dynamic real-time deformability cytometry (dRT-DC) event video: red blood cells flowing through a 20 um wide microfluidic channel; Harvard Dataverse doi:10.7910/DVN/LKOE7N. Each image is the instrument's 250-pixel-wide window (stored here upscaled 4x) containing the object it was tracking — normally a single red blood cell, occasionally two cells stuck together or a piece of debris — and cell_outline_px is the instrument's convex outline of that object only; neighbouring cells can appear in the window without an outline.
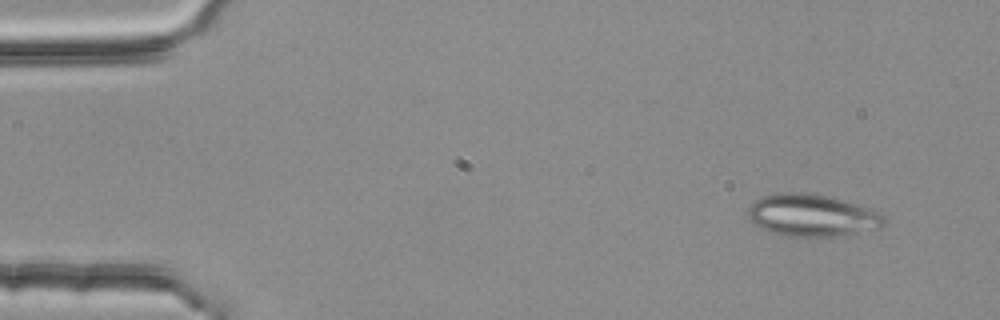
{"species": "common noctule bat (a hibernating species)", "species_latin": "Nyctalus noctula", "temperature_condition": "room temperature", "stored_images_in_passage": 4, "camera_frame_rate_fps": 3000, "um_per_image_px": 0.085, "animal": {"sex": "female", "body_mass_g": 25.1}, "frame": {"image": 1, "passage_image": 1, "time_ms": 0.0, "image_size_px": [1000, 320], "cell_outline_px": [[888, 220], [880, 228], [836, 236], [784, 236], [768, 232], [760, 228], [748, 216], [748, 208], [760, 196], [784, 192], [804, 192], [844, 200], [880, 212]], "centroid_in_image_um": [69.02, 18.31], "position_along_channel_um": 16.0, "area_um2": 33.35}}